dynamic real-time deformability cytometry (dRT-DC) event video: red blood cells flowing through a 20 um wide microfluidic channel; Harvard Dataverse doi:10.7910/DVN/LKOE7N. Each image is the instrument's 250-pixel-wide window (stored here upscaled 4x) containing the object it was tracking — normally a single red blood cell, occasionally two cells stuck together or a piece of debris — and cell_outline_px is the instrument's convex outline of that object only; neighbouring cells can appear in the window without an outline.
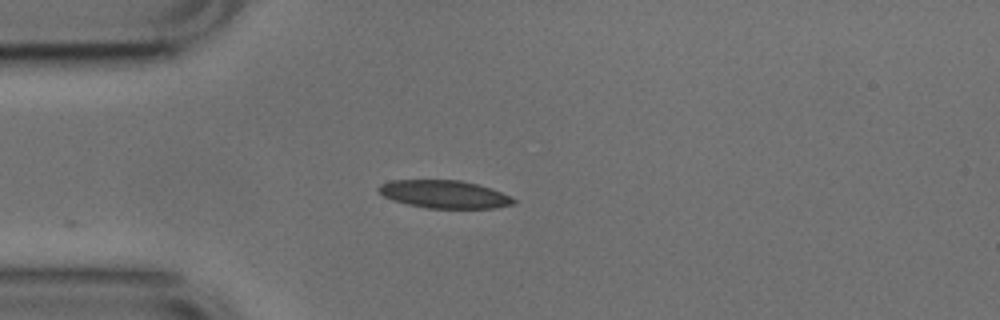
{"species": "common noctule bat (a hibernating species)", "species_latin": "Nyctalus noctula", "temperature_condition": "cold", "stored_images_in_passage": 7, "camera_frame_rate_fps": 3000, "um_per_image_px": 0.085, "animal": {"sex": "male", "body_mass_g": 17.9, "forearm_length_mm": 54.2}, "frame": {"image": 1, "passage_image": 1, "time_ms": 0.0, "image_size_px": [1000, 320], "cell_outline_px": [[516, 204], [496, 208], [428, 208], [408, 204], [392, 200], [384, 196], [376, 188], [380, 184], [392, 180], [460, 180], [492, 188], [512, 196], [516, 200]], "centroid_in_image_um": [37.81, 16.51], "position_along_channel_um": 47.2, "area_um2": 22.02}}